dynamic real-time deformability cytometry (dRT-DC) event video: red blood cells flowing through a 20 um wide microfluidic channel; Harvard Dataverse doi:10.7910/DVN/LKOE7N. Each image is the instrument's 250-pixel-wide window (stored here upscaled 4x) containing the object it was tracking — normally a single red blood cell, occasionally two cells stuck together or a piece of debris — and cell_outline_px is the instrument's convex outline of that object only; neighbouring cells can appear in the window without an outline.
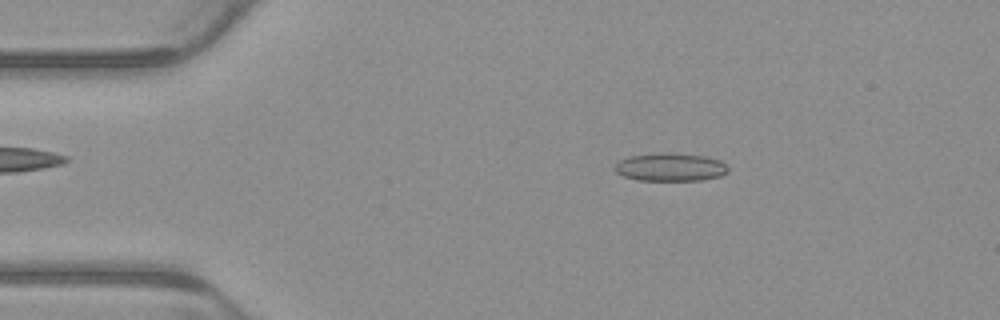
{"species": "common noctule bat (a hibernating species)", "species_latin": "Nyctalus noctula", "temperature_condition": "warm", "stored_images_in_passage": 3, "camera_frame_rate_fps": 3000, "um_per_image_px": 0.085, "animal": {"sex": "male", "body_mass_g": 23.1, "forearm_length_mm": 52.7}, "frame": {"image": 1, "passage_image": 2, "time_ms": 0.333, "image_size_px": [1000, 320], "cell_outline_px": [[728, 172], [720, 176], [704, 180], [636, 180], [624, 176], [616, 172], [612, 168], [620, 160], [628, 156], [660, 152], [676, 152], [704, 156], [720, 160], [728, 168]], "centroid_in_image_um": [56.96, 14.19], "position_along_channel_um": 28.0, "area_um2": 18.79}}